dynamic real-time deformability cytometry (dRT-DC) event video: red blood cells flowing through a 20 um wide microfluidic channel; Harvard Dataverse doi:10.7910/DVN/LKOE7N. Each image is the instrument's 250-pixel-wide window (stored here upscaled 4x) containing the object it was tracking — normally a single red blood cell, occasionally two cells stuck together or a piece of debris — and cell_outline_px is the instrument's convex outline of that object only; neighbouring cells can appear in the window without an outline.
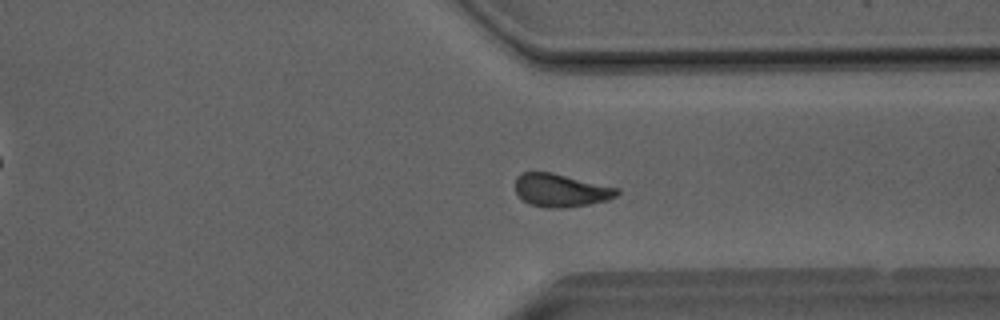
{"species": "Egyptian fruit bat (a non-hibernating species)", "species_latin": "Rousettus aegyptiacus", "temperature_condition": "room temperature", "stored_images_in_passage": 47, "camera_frame_rate_fps": 3000, "um_per_image_px": 0.085, "animal": {"sex": "male"}, "frame": {"image": 1, "passage_image": 34, "time_ms": 11.0, "image_size_px": [1000, 320], "cell_outline_px": [[620, 192], [616, 196], [608, 200], [588, 204], [556, 208], [544, 208], [528, 204], [516, 192], [516, 176], [520, 172], [552, 172], [620, 188]], "centroid_in_image_um": [47.67, 16.17], "position_along_channel_um": 363.7, "area_um2": 19.65}}
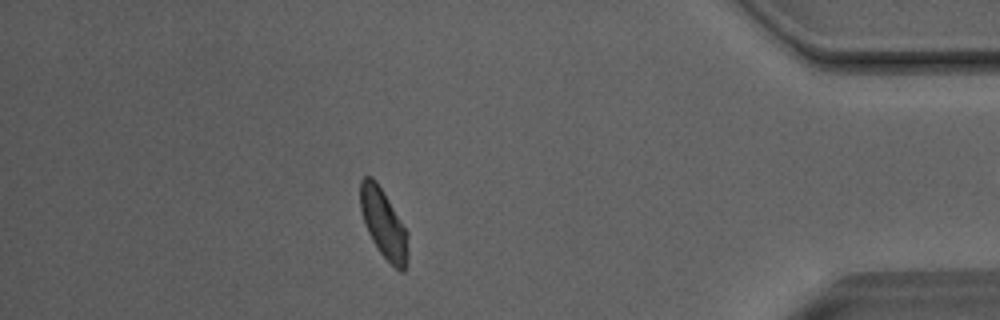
{"frame": {"image": 2, "passage_image": 40, "time_ms": 13.0, "image_size_px": [1000, 320], "cell_outline_px": [[408, 256], [404, 272], [400, 272], [380, 252], [372, 240], [364, 224], [360, 208], [360, 180], [364, 176], [372, 176], [376, 180], [408, 232]], "centroid_in_image_um": [32.6, 19.0], "position_along_channel_um": 402.6, "area_um2": 19.13}, "authors_computed_cell_mechanics": {"area_um2": 19.652, "velocity_mm_per_s": 4.0197, "shape_relaxation_time_tau1_ms": 4.0576, "shape_relaxation_time_tau2_ms": 1.4066, "deformation_change_tau1": 0.141, "deformation_change_tau2": 0.0703}}